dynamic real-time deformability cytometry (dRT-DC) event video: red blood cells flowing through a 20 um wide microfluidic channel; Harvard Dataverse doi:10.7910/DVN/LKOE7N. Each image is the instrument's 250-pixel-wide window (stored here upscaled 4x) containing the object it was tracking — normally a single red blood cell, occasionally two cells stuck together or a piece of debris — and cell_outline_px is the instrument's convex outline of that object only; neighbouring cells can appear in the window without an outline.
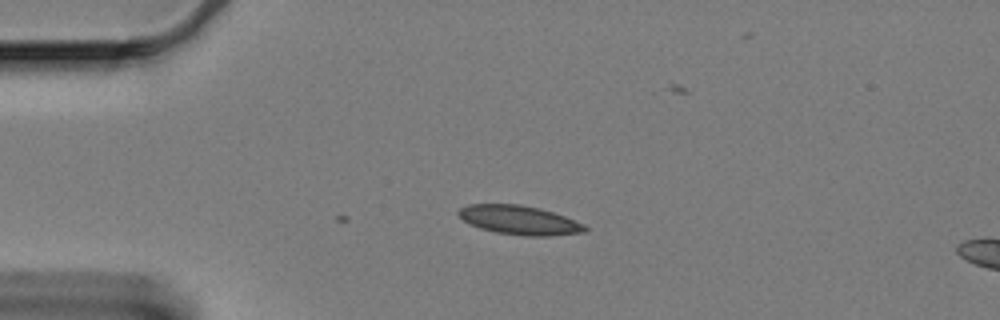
{"species": "Egyptian fruit bat (a non-hibernating species)", "species_latin": "Rousettus aegyptiacus", "temperature_condition": "cold", "stored_images_in_passage": 4, "camera_frame_rate_fps": 3000, "um_per_image_px": 0.085, "animal": {"sex": "female"}, "frame": {"image": 1, "passage_image": 4, "time_ms": 1.0, "image_size_px": [1000, 320], "cell_outline_px": [[588, 232], [552, 236], [524, 236], [496, 232], [480, 228], [468, 224], [456, 212], [460, 208], [468, 204], [520, 204], [540, 208], [564, 216], [584, 224], [588, 228]], "centroid_in_image_um": [44.16, 18.71], "position_along_channel_um": 40.8, "area_um2": 21.56}}